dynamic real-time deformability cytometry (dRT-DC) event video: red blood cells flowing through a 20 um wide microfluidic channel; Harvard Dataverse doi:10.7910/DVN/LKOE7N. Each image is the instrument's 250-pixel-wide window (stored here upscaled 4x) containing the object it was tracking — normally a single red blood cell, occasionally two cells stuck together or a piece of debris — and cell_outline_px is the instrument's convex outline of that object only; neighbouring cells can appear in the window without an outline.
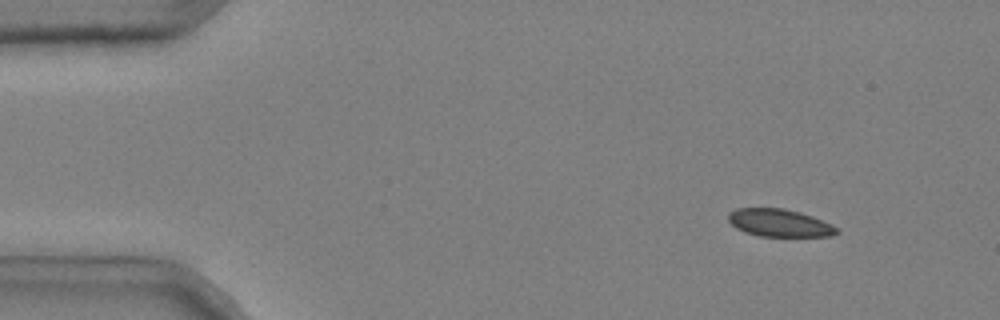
{"species": "common noctule bat (a hibernating species)", "species_latin": "Nyctalus noctula", "temperature_condition": "cold", "stored_images_in_passage": 52, "camera_frame_rate_fps": 3000, "um_per_image_px": 0.085, "animal": {"sex": "male", "body_mass_g": 20.4}, "frame": {"image": 1, "passage_image": 6, "time_ms": 1.667, "image_size_px": [1000, 320], "cell_outline_px": [[840, 232], [832, 236], [760, 236], [744, 232], [736, 228], [728, 220], [728, 212], [736, 208], [784, 208], [800, 212], [812, 216], [832, 224]], "centroid_in_image_um": [66.24, 18.94], "position_along_channel_um": 18.8, "area_um2": 17.51}}
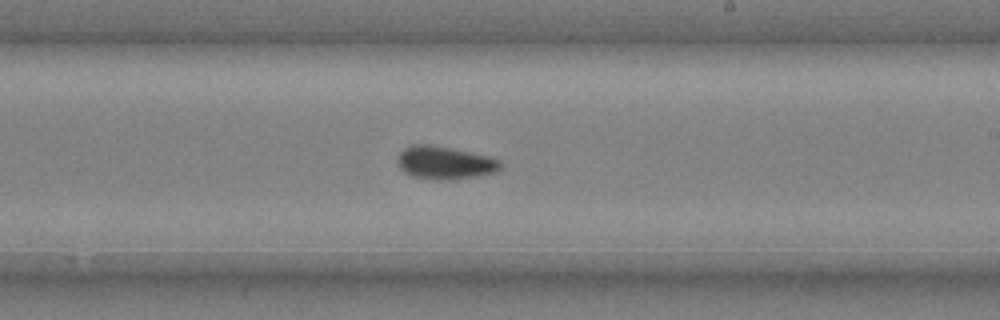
{"frame": {"image": 2, "passage_image": 32, "time_ms": 10.333, "image_size_px": [1000, 320], "cell_outline_px": [[504, 164], [496, 172], [480, 176], [448, 180], [432, 180], [412, 176], [404, 172], [400, 168], [396, 160], [400, 152], [404, 148], [412, 144], [428, 144], [488, 156], [500, 160]], "centroid_in_image_um": [37.8, 13.85], "position_along_channel_um": 251.2, "area_um2": 19.88}}
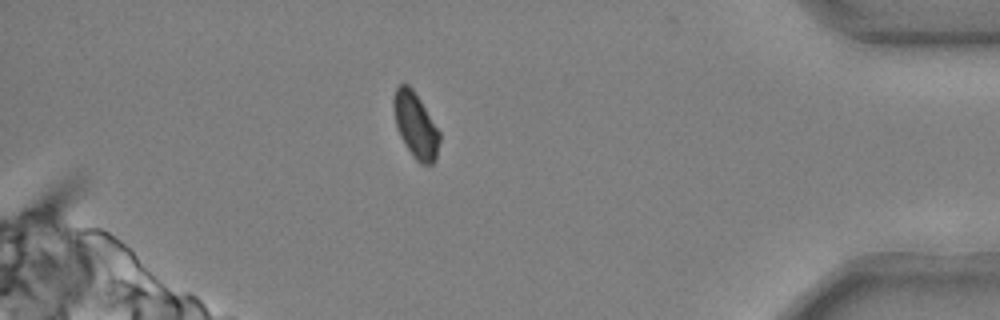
{"frame": {"image": 3, "passage_image": 47, "time_ms": 15.333, "image_size_px": [1000, 320], "cell_outline_px": [[440, 140], [436, 160], [432, 164], [420, 164], [412, 156], [404, 144], [400, 136], [396, 124], [392, 108], [392, 100], [396, 88], [400, 84], [408, 84], [412, 88], [420, 100], [440, 132]], "centroid_in_image_um": [35.31, 10.66], "position_along_channel_um": 399.9, "area_um2": 17.57}}